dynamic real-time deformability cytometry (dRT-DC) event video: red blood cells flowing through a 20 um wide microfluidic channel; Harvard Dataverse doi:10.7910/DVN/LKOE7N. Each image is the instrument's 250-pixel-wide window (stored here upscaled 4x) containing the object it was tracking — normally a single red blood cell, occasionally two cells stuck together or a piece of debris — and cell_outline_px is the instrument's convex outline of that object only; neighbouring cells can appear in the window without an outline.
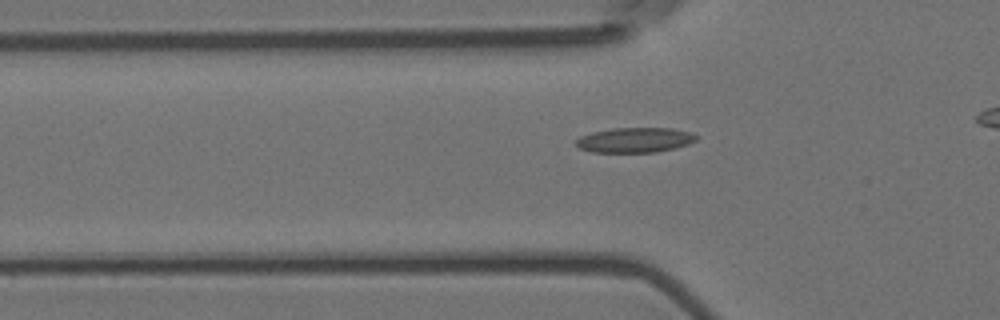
{"species": "Egyptian fruit bat (a non-hibernating species)", "species_latin": "Rousettus aegyptiacus", "temperature_condition": "room temperature", "stored_images_in_passage": 23, "camera_frame_rate_fps": 3000, "um_per_image_px": 0.085, "animal": {"sex": "female"}, "frame": {"image": 1, "passage_image": 3, "time_ms": 0.667, "image_size_px": [1000, 320], "cell_outline_px": [[696, 140], [688, 144], [676, 148], [656, 152], [592, 152], [580, 148], [576, 144], [576, 140], [580, 136], [592, 132], [612, 128], [672, 128], [688, 132], [696, 136]], "centroid_in_image_um": [53.94, 11.9], "position_along_channel_um": 71.9, "area_um2": 17.4}}
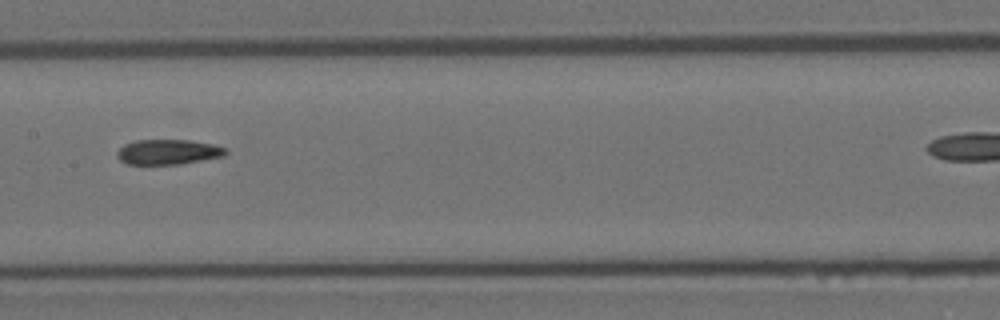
{"frame": {"image": 2, "passage_image": 13, "time_ms": 4.0, "image_size_px": [1000, 320], "cell_outline_px": [[228, 152], [224, 156], [180, 164], [128, 164], [120, 160], [116, 156], [116, 152], [124, 144], [136, 140], [188, 140], [212, 144], [228, 148]], "centroid_in_image_um": [14.29, 12.91], "position_along_channel_um": 193.1, "area_um2": 15.9}}
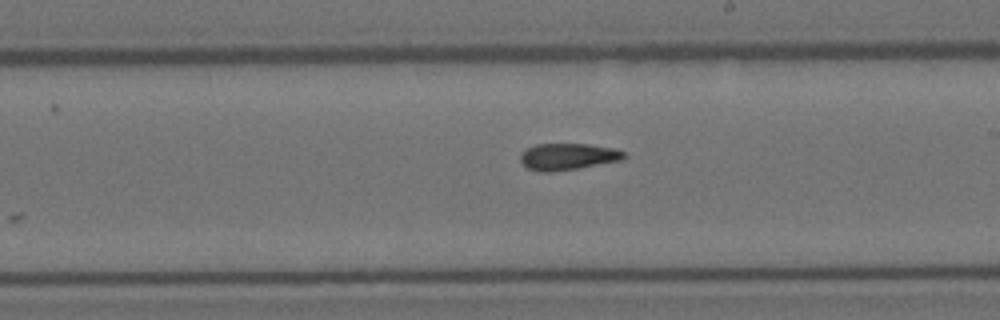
{"frame": {"image": 3, "passage_image": 17, "time_ms": 5.333, "image_size_px": [1000, 320], "cell_outline_px": [[628, 156], [620, 160], [576, 168], [552, 172], [540, 172], [528, 168], [520, 160], [520, 152], [524, 148], [536, 144], [588, 144], [612, 148], [624, 152]], "centroid_in_image_um": [48.21, 13.3], "position_along_channel_um": 240.8, "area_um2": 16.01}}